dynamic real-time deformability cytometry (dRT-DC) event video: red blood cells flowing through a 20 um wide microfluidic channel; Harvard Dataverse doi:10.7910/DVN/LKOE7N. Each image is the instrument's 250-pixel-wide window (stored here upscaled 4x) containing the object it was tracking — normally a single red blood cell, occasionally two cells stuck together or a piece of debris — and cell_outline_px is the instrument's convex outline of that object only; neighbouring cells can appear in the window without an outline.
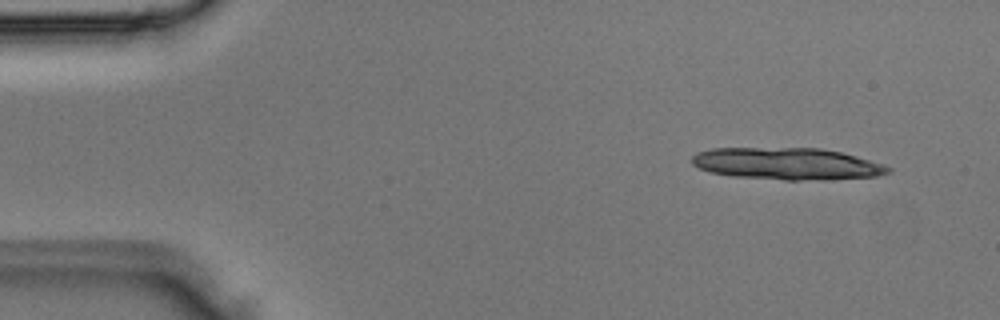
{"species": "Egyptian fruit bat (a non-hibernating species)", "species_latin": "Rousettus aegyptiacus", "temperature_condition": "room temperature", "stored_images_in_passage": 4, "camera_frame_rate_fps": 3000, "um_per_image_px": 0.085, "animal": {"sex": "male"}, "frame": {"image": 1, "passage_image": 1, "time_ms": 0.0, "image_size_px": [1000, 320], "cell_outline_px": [[892, 172], [876, 176], [824, 180], [784, 180], [732, 176], [708, 172], [692, 164], [692, 156], [696, 152], [712, 148], [820, 148], [840, 152], [856, 156], [884, 164], [892, 168]], "centroid_in_image_um": [66.89, 13.92], "position_along_channel_um": 18.1, "area_um2": 36.76}}
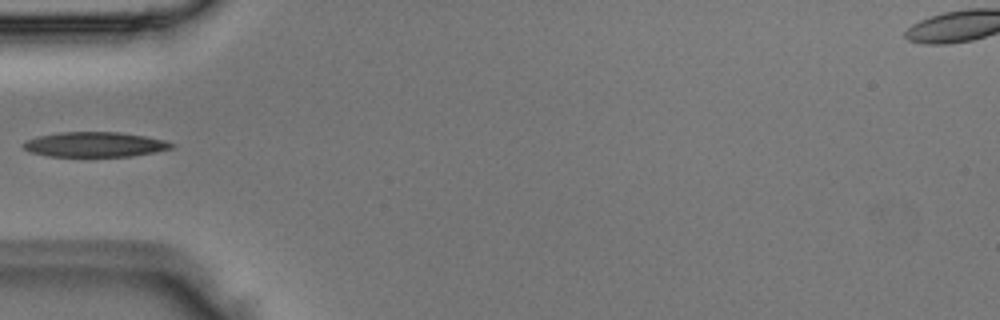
{"frame": {"image": 2, "passage_image": 4, "time_ms": 1.0, "image_size_px": [1000, 320], "cell_outline_px": [[176, 144], [172, 148], [156, 152], [132, 156], [48, 156], [32, 152], [24, 148], [20, 144], [36, 136], [60, 132], [120, 132], [144, 136], [164, 140]], "centroid_in_image_um": [8.07, 12.27], "position_along_channel_um": 76.9, "area_um2": 21.5}}